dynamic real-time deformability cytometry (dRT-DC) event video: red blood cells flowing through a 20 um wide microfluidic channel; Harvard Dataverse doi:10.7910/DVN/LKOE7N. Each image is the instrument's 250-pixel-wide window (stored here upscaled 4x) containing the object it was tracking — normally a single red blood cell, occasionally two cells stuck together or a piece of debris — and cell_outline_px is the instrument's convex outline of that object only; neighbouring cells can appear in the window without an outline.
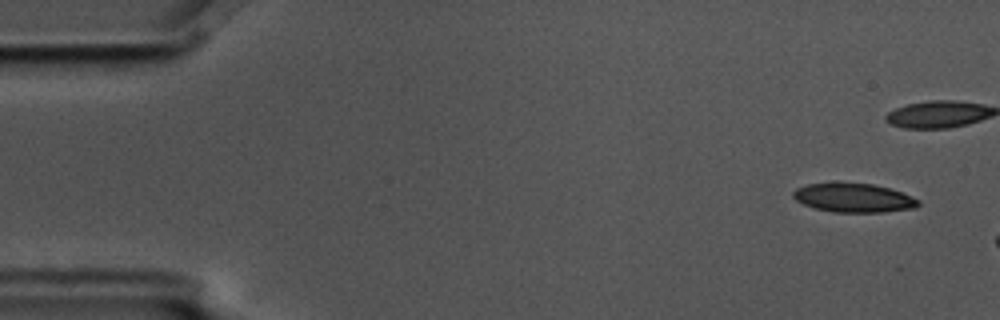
{"species": "common noctule bat (a hibernating species)", "species_latin": "Nyctalus noctula", "temperature_condition": "cold", "stored_images_in_passage": 4, "camera_frame_rate_fps": 3000, "um_per_image_px": 0.085, "animal": {"sex": "male", "body_mass_g": 17.5, "forearm_length_mm": 52.3}, "frame": {"image": 1, "passage_image": 1, "time_ms": 0.0, "image_size_px": [1000, 320], "cell_outline_px": [[920, 204], [916, 208], [884, 212], [832, 212], [816, 208], [804, 204], [796, 200], [792, 196], [792, 192], [796, 188], [808, 184], [872, 184], [888, 188], [900, 192], [920, 200]], "centroid_in_image_um": [72.58, 16.84], "position_along_channel_um": 12.4, "area_um2": 20.69}}